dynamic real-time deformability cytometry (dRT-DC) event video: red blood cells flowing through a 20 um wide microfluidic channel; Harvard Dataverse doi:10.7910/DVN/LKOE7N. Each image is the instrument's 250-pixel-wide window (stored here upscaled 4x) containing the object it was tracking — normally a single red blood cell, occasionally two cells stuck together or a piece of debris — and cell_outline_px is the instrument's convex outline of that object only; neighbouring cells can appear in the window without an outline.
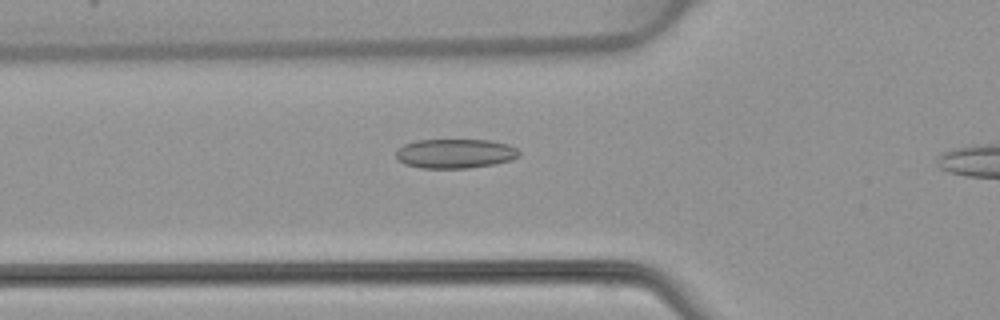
{"species": "common noctule bat (a hibernating species)", "species_latin": "Nyctalus noctula", "temperature_condition": "warm", "stored_images_in_passage": 30, "camera_frame_rate_fps": 3000, "um_per_image_px": 0.085, "animal": {"sex": "female", "body_mass_g": 22.7, "forearm_length_mm": 54.2}, "frame": {"image": 1, "passage_image": 7, "time_ms": 2.0, "image_size_px": [1000, 320], "cell_outline_px": [[520, 156], [512, 160], [492, 164], [468, 168], [420, 168], [404, 164], [396, 160], [396, 152], [404, 144], [416, 140], [488, 140], [508, 144], [516, 148], [520, 152]], "centroid_in_image_um": [38.68, 13.05], "position_along_channel_um": 87.1, "area_um2": 21.15}}
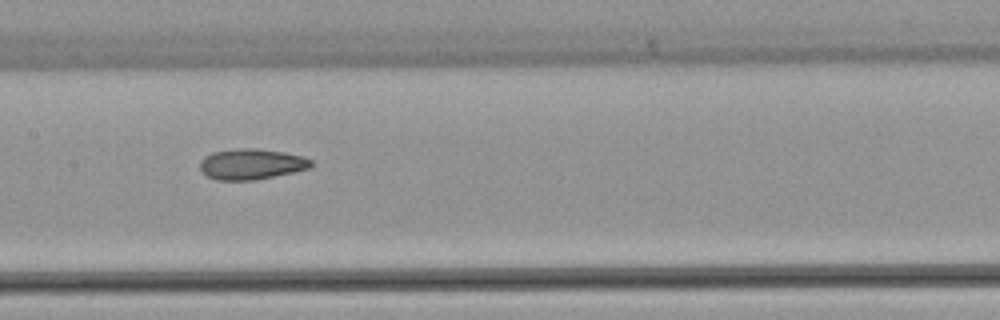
{"frame": {"image": 2, "passage_image": 14, "time_ms": 4.333, "image_size_px": [1000, 320], "cell_outline_px": [[316, 164], [312, 168], [256, 180], [216, 180], [208, 176], [200, 168], [200, 160], [204, 156], [212, 152], [236, 148], [256, 148], [284, 152], [304, 156], [312, 160]], "centroid_in_image_um": [21.42, 13.94], "position_along_channel_um": 186.0, "area_um2": 20.17}}
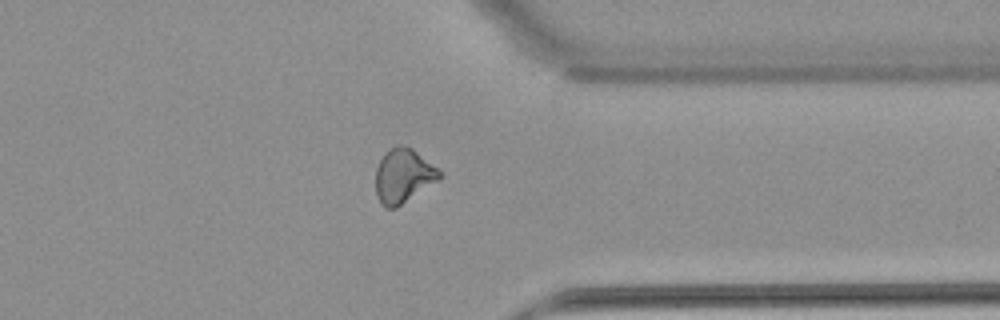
{"frame": {"image": 3, "passage_image": 28, "time_ms": 9.0, "image_size_px": [1000, 320], "cell_outline_px": [[444, 176], [396, 208], [384, 208], [380, 204], [376, 196], [376, 168], [380, 160], [396, 144], [400, 144], [412, 148], [436, 168]], "centroid_in_image_um": [34.26, 14.97], "position_along_channel_um": 377.1, "area_um2": 19.88}}